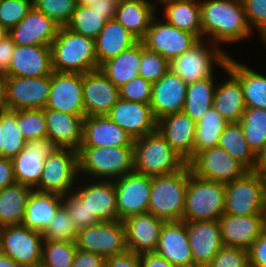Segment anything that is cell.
<instances>
[{"label": "cell", "mask_w": 266, "mask_h": 267, "mask_svg": "<svg viewBox=\"0 0 266 267\" xmlns=\"http://www.w3.org/2000/svg\"><path fill=\"white\" fill-rule=\"evenodd\" d=\"M200 9L203 39L217 46L247 40L253 33L242 0H200Z\"/></svg>", "instance_id": "obj_1"}, {"label": "cell", "mask_w": 266, "mask_h": 267, "mask_svg": "<svg viewBox=\"0 0 266 267\" xmlns=\"http://www.w3.org/2000/svg\"><path fill=\"white\" fill-rule=\"evenodd\" d=\"M53 71L84 74L98 69L95 40L60 27L50 45Z\"/></svg>", "instance_id": "obj_2"}, {"label": "cell", "mask_w": 266, "mask_h": 267, "mask_svg": "<svg viewBox=\"0 0 266 267\" xmlns=\"http://www.w3.org/2000/svg\"><path fill=\"white\" fill-rule=\"evenodd\" d=\"M78 174L115 180L134 171V147H79Z\"/></svg>", "instance_id": "obj_3"}, {"label": "cell", "mask_w": 266, "mask_h": 267, "mask_svg": "<svg viewBox=\"0 0 266 267\" xmlns=\"http://www.w3.org/2000/svg\"><path fill=\"white\" fill-rule=\"evenodd\" d=\"M189 176L190 166L186 164L175 173L151 177L148 213L166 222L182 221Z\"/></svg>", "instance_id": "obj_4"}, {"label": "cell", "mask_w": 266, "mask_h": 267, "mask_svg": "<svg viewBox=\"0 0 266 267\" xmlns=\"http://www.w3.org/2000/svg\"><path fill=\"white\" fill-rule=\"evenodd\" d=\"M134 171L149 177L175 173L187 163L171 148L158 130L133 142Z\"/></svg>", "instance_id": "obj_5"}, {"label": "cell", "mask_w": 266, "mask_h": 267, "mask_svg": "<svg viewBox=\"0 0 266 267\" xmlns=\"http://www.w3.org/2000/svg\"><path fill=\"white\" fill-rule=\"evenodd\" d=\"M225 200L224 183L201 179L190 168L182 221L219 220L224 214Z\"/></svg>", "instance_id": "obj_6"}, {"label": "cell", "mask_w": 266, "mask_h": 267, "mask_svg": "<svg viewBox=\"0 0 266 267\" xmlns=\"http://www.w3.org/2000/svg\"><path fill=\"white\" fill-rule=\"evenodd\" d=\"M228 57L229 54L220 46L204 39L173 59L170 69L189 84L214 75L215 65L225 69Z\"/></svg>", "instance_id": "obj_7"}, {"label": "cell", "mask_w": 266, "mask_h": 267, "mask_svg": "<svg viewBox=\"0 0 266 267\" xmlns=\"http://www.w3.org/2000/svg\"><path fill=\"white\" fill-rule=\"evenodd\" d=\"M78 152L56 147L44 161L43 172L34 190L61 196L73 191L78 183ZM77 181V182H76Z\"/></svg>", "instance_id": "obj_8"}, {"label": "cell", "mask_w": 266, "mask_h": 267, "mask_svg": "<svg viewBox=\"0 0 266 267\" xmlns=\"http://www.w3.org/2000/svg\"><path fill=\"white\" fill-rule=\"evenodd\" d=\"M224 214H266L263 181L256 170H248L241 177L225 184Z\"/></svg>", "instance_id": "obj_9"}, {"label": "cell", "mask_w": 266, "mask_h": 267, "mask_svg": "<svg viewBox=\"0 0 266 267\" xmlns=\"http://www.w3.org/2000/svg\"><path fill=\"white\" fill-rule=\"evenodd\" d=\"M77 249L109 258L126 253V236L123 221H101L78 231Z\"/></svg>", "instance_id": "obj_10"}, {"label": "cell", "mask_w": 266, "mask_h": 267, "mask_svg": "<svg viewBox=\"0 0 266 267\" xmlns=\"http://www.w3.org/2000/svg\"><path fill=\"white\" fill-rule=\"evenodd\" d=\"M145 48L159 53L171 62L190 50L200 39L192 34L170 25L164 18L152 19L151 25L140 40Z\"/></svg>", "instance_id": "obj_11"}, {"label": "cell", "mask_w": 266, "mask_h": 267, "mask_svg": "<svg viewBox=\"0 0 266 267\" xmlns=\"http://www.w3.org/2000/svg\"><path fill=\"white\" fill-rule=\"evenodd\" d=\"M43 234L23 225L0 228V252L19 266L42 262Z\"/></svg>", "instance_id": "obj_12"}, {"label": "cell", "mask_w": 266, "mask_h": 267, "mask_svg": "<svg viewBox=\"0 0 266 267\" xmlns=\"http://www.w3.org/2000/svg\"><path fill=\"white\" fill-rule=\"evenodd\" d=\"M188 164L197 177L224 184L232 182L248 171L226 150L218 146L201 151Z\"/></svg>", "instance_id": "obj_13"}, {"label": "cell", "mask_w": 266, "mask_h": 267, "mask_svg": "<svg viewBox=\"0 0 266 267\" xmlns=\"http://www.w3.org/2000/svg\"><path fill=\"white\" fill-rule=\"evenodd\" d=\"M117 215L120 221L148 213L151 194V177L135 171L114 180Z\"/></svg>", "instance_id": "obj_14"}, {"label": "cell", "mask_w": 266, "mask_h": 267, "mask_svg": "<svg viewBox=\"0 0 266 267\" xmlns=\"http://www.w3.org/2000/svg\"><path fill=\"white\" fill-rule=\"evenodd\" d=\"M51 75L11 77L7 82V110L44 109L49 97Z\"/></svg>", "instance_id": "obj_15"}, {"label": "cell", "mask_w": 266, "mask_h": 267, "mask_svg": "<svg viewBox=\"0 0 266 267\" xmlns=\"http://www.w3.org/2000/svg\"><path fill=\"white\" fill-rule=\"evenodd\" d=\"M82 91V74L53 71L45 108L85 116Z\"/></svg>", "instance_id": "obj_16"}, {"label": "cell", "mask_w": 266, "mask_h": 267, "mask_svg": "<svg viewBox=\"0 0 266 267\" xmlns=\"http://www.w3.org/2000/svg\"><path fill=\"white\" fill-rule=\"evenodd\" d=\"M85 117L107 115L120 99L115 86L100 68L82 74Z\"/></svg>", "instance_id": "obj_17"}, {"label": "cell", "mask_w": 266, "mask_h": 267, "mask_svg": "<svg viewBox=\"0 0 266 267\" xmlns=\"http://www.w3.org/2000/svg\"><path fill=\"white\" fill-rule=\"evenodd\" d=\"M133 140L157 130V119L149 104L119 99L106 115Z\"/></svg>", "instance_id": "obj_18"}, {"label": "cell", "mask_w": 266, "mask_h": 267, "mask_svg": "<svg viewBox=\"0 0 266 267\" xmlns=\"http://www.w3.org/2000/svg\"><path fill=\"white\" fill-rule=\"evenodd\" d=\"M55 148L47 138L26 141L25 148L12 159L16 183L34 189L41 179L45 158Z\"/></svg>", "instance_id": "obj_19"}, {"label": "cell", "mask_w": 266, "mask_h": 267, "mask_svg": "<svg viewBox=\"0 0 266 267\" xmlns=\"http://www.w3.org/2000/svg\"><path fill=\"white\" fill-rule=\"evenodd\" d=\"M218 222L224 245L248 250L266 229V214H223Z\"/></svg>", "instance_id": "obj_20"}, {"label": "cell", "mask_w": 266, "mask_h": 267, "mask_svg": "<svg viewBox=\"0 0 266 267\" xmlns=\"http://www.w3.org/2000/svg\"><path fill=\"white\" fill-rule=\"evenodd\" d=\"M193 267H207L224 246L218 220L186 221Z\"/></svg>", "instance_id": "obj_21"}, {"label": "cell", "mask_w": 266, "mask_h": 267, "mask_svg": "<svg viewBox=\"0 0 266 267\" xmlns=\"http://www.w3.org/2000/svg\"><path fill=\"white\" fill-rule=\"evenodd\" d=\"M157 130L187 164L193 159L196 122L183 111L168 114L157 121Z\"/></svg>", "instance_id": "obj_22"}, {"label": "cell", "mask_w": 266, "mask_h": 267, "mask_svg": "<svg viewBox=\"0 0 266 267\" xmlns=\"http://www.w3.org/2000/svg\"><path fill=\"white\" fill-rule=\"evenodd\" d=\"M59 29V24L33 6L27 15L9 30L8 35L15 45L50 46Z\"/></svg>", "instance_id": "obj_23"}, {"label": "cell", "mask_w": 266, "mask_h": 267, "mask_svg": "<svg viewBox=\"0 0 266 267\" xmlns=\"http://www.w3.org/2000/svg\"><path fill=\"white\" fill-rule=\"evenodd\" d=\"M165 222L151 213L126 218L123 223L127 250L136 254L155 252Z\"/></svg>", "instance_id": "obj_24"}, {"label": "cell", "mask_w": 266, "mask_h": 267, "mask_svg": "<svg viewBox=\"0 0 266 267\" xmlns=\"http://www.w3.org/2000/svg\"><path fill=\"white\" fill-rule=\"evenodd\" d=\"M188 84L171 69L153 84L150 107L157 120L183 111Z\"/></svg>", "instance_id": "obj_25"}, {"label": "cell", "mask_w": 266, "mask_h": 267, "mask_svg": "<svg viewBox=\"0 0 266 267\" xmlns=\"http://www.w3.org/2000/svg\"><path fill=\"white\" fill-rule=\"evenodd\" d=\"M52 73L50 46L16 45L6 75L11 77H41Z\"/></svg>", "instance_id": "obj_26"}, {"label": "cell", "mask_w": 266, "mask_h": 267, "mask_svg": "<svg viewBox=\"0 0 266 267\" xmlns=\"http://www.w3.org/2000/svg\"><path fill=\"white\" fill-rule=\"evenodd\" d=\"M155 253L177 267H193L186 221L164 223Z\"/></svg>", "instance_id": "obj_27"}, {"label": "cell", "mask_w": 266, "mask_h": 267, "mask_svg": "<svg viewBox=\"0 0 266 267\" xmlns=\"http://www.w3.org/2000/svg\"><path fill=\"white\" fill-rule=\"evenodd\" d=\"M73 190L85 200L87 208L100 222L117 221V203L114 180L94 179ZM99 181V182H98ZM77 188V189H76Z\"/></svg>", "instance_id": "obj_28"}, {"label": "cell", "mask_w": 266, "mask_h": 267, "mask_svg": "<svg viewBox=\"0 0 266 267\" xmlns=\"http://www.w3.org/2000/svg\"><path fill=\"white\" fill-rule=\"evenodd\" d=\"M47 139L59 148L78 150L83 141L85 116L44 108Z\"/></svg>", "instance_id": "obj_29"}, {"label": "cell", "mask_w": 266, "mask_h": 267, "mask_svg": "<svg viewBox=\"0 0 266 267\" xmlns=\"http://www.w3.org/2000/svg\"><path fill=\"white\" fill-rule=\"evenodd\" d=\"M134 140L106 115L88 116L83 121L80 147H133Z\"/></svg>", "instance_id": "obj_30"}, {"label": "cell", "mask_w": 266, "mask_h": 267, "mask_svg": "<svg viewBox=\"0 0 266 267\" xmlns=\"http://www.w3.org/2000/svg\"><path fill=\"white\" fill-rule=\"evenodd\" d=\"M228 75L227 80L216 85L213 107L227 123L239 122L246 106L244 103L243 87L240 80L227 68L223 69Z\"/></svg>", "instance_id": "obj_31"}, {"label": "cell", "mask_w": 266, "mask_h": 267, "mask_svg": "<svg viewBox=\"0 0 266 267\" xmlns=\"http://www.w3.org/2000/svg\"><path fill=\"white\" fill-rule=\"evenodd\" d=\"M157 6L149 0H120L114 19L140 41L156 15Z\"/></svg>", "instance_id": "obj_32"}, {"label": "cell", "mask_w": 266, "mask_h": 267, "mask_svg": "<svg viewBox=\"0 0 266 267\" xmlns=\"http://www.w3.org/2000/svg\"><path fill=\"white\" fill-rule=\"evenodd\" d=\"M61 206V195L33 189L27 201L22 225L43 233Z\"/></svg>", "instance_id": "obj_33"}, {"label": "cell", "mask_w": 266, "mask_h": 267, "mask_svg": "<svg viewBox=\"0 0 266 267\" xmlns=\"http://www.w3.org/2000/svg\"><path fill=\"white\" fill-rule=\"evenodd\" d=\"M164 18L170 25L196 35L203 40L200 0H160Z\"/></svg>", "instance_id": "obj_34"}, {"label": "cell", "mask_w": 266, "mask_h": 267, "mask_svg": "<svg viewBox=\"0 0 266 267\" xmlns=\"http://www.w3.org/2000/svg\"><path fill=\"white\" fill-rule=\"evenodd\" d=\"M139 40L115 19L107 21L95 39L98 68L107 60L118 56Z\"/></svg>", "instance_id": "obj_35"}, {"label": "cell", "mask_w": 266, "mask_h": 267, "mask_svg": "<svg viewBox=\"0 0 266 267\" xmlns=\"http://www.w3.org/2000/svg\"><path fill=\"white\" fill-rule=\"evenodd\" d=\"M227 68L242 84L245 106L266 109V76L250 69L231 56L227 59Z\"/></svg>", "instance_id": "obj_36"}, {"label": "cell", "mask_w": 266, "mask_h": 267, "mask_svg": "<svg viewBox=\"0 0 266 267\" xmlns=\"http://www.w3.org/2000/svg\"><path fill=\"white\" fill-rule=\"evenodd\" d=\"M141 63V41L118 56L105 61L99 68L118 88L139 76Z\"/></svg>", "instance_id": "obj_37"}, {"label": "cell", "mask_w": 266, "mask_h": 267, "mask_svg": "<svg viewBox=\"0 0 266 267\" xmlns=\"http://www.w3.org/2000/svg\"><path fill=\"white\" fill-rule=\"evenodd\" d=\"M33 188L20 183L0 190V228L22 225L28 198Z\"/></svg>", "instance_id": "obj_38"}, {"label": "cell", "mask_w": 266, "mask_h": 267, "mask_svg": "<svg viewBox=\"0 0 266 267\" xmlns=\"http://www.w3.org/2000/svg\"><path fill=\"white\" fill-rule=\"evenodd\" d=\"M215 77L211 75L205 79L189 83L183 112L196 123L213 106V99L216 90Z\"/></svg>", "instance_id": "obj_39"}, {"label": "cell", "mask_w": 266, "mask_h": 267, "mask_svg": "<svg viewBox=\"0 0 266 267\" xmlns=\"http://www.w3.org/2000/svg\"><path fill=\"white\" fill-rule=\"evenodd\" d=\"M217 146L226 150L247 170H256L257 156L249 148L240 122L227 123Z\"/></svg>", "instance_id": "obj_40"}, {"label": "cell", "mask_w": 266, "mask_h": 267, "mask_svg": "<svg viewBox=\"0 0 266 267\" xmlns=\"http://www.w3.org/2000/svg\"><path fill=\"white\" fill-rule=\"evenodd\" d=\"M227 122L212 106L196 123V135L193 146V158L206 149L216 147Z\"/></svg>", "instance_id": "obj_41"}, {"label": "cell", "mask_w": 266, "mask_h": 267, "mask_svg": "<svg viewBox=\"0 0 266 267\" xmlns=\"http://www.w3.org/2000/svg\"><path fill=\"white\" fill-rule=\"evenodd\" d=\"M25 143L17 125V110L0 111V158L13 159L25 148Z\"/></svg>", "instance_id": "obj_42"}, {"label": "cell", "mask_w": 266, "mask_h": 267, "mask_svg": "<svg viewBox=\"0 0 266 267\" xmlns=\"http://www.w3.org/2000/svg\"><path fill=\"white\" fill-rule=\"evenodd\" d=\"M239 122L249 148L258 157L266 146V109L246 107Z\"/></svg>", "instance_id": "obj_43"}, {"label": "cell", "mask_w": 266, "mask_h": 267, "mask_svg": "<svg viewBox=\"0 0 266 267\" xmlns=\"http://www.w3.org/2000/svg\"><path fill=\"white\" fill-rule=\"evenodd\" d=\"M106 22L107 20L103 17L102 13H99L90 6L76 5L71 20L66 27L95 40Z\"/></svg>", "instance_id": "obj_44"}, {"label": "cell", "mask_w": 266, "mask_h": 267, "mask_svg": "<svg viewBox=\"0 0 266 267\" xmlns=\"http://www.w3.org/2000/svg\"><path fill=\"white\" fill-rule=\"evenodd\" d=\"M77 251L75 241L44 240L42 263L44 267H72Z\"/></svg>", "instance_id": "obj_45"}, {"label": "cell", "mask_w": 266, "mask_h": 267, "mask_svg": "<svg viewBox=\"0 0 266 267\" xmlns=\"http://www.w3.org/2000/svg\"><path fill=\"white\" fill-rule=\"evenodd\" d=\"M17 125L26 141L47 138L44 109L17 110Z\"/></svg>", "instance_id": "obj_46"}, {"label": "cell", "mask_w": 266, "mask_h": 267, "mask_svg": "<svg viewBox=\"0 0 266 267\" xmlns=\"http://www.w3.org/2000/svg\"><path fill=\"white\" fill-rule=\"evenodd\" d=\"M78 231L70 213L62 205L42 234L44 240L75 241Z\"/></svg>", "instance_id": "obj_47"}, {"label": "cell", "mask_w": 266, "mask_h": 267, "mask_svg": "<svg viewBox=\"0 0 266 267\" xmlns=\"http://www.w3.org/2000/svg\"><path fill=\"white\" fill-rule=\"evenodd\" d=\"M170 70V62L159 53L148 50L141 42L139 76L154 84Z\"/></svg>", "instance_id": "obj_48"}, {"label": "cell", "mask_w": 266, "mask_h": 267, "mask_svg": "<svg viewBox=\"0 0 266 267\" xmlns=\"http://www.w3.org/2000/svg\"><path fill=\"white\" fill-rule=\"evenodd\" d=\"M76 5V0H33V6L53 19L60 27L70 22Z\"/></svg>", "instance_id": "obj_49"}, {"label": "cell", "mask_w": 266, "mask_h": 267, "mask_svg": "<svg viewBox=\"0 0 266 267\" xmlns=\"http://www.w3.org/2000/svg\"><path fill=\"white\" fill-rule=\"evenodd\" d=\"M62 205L70 213L78 230L100 222L90 213L85 200H82L74 190L62 196Z\"/></svg>", "instance_id": "obj_50"}, {"label": "cell", "mask_w": 266, "mask_h": 267, "mask_svg": "<svg viewBox=\"0 0 266 267\" xmlns=\"http://www.w3.org/2000/svg\"><path fill=\"white\" fill-rule=\"evenodd\" d=\"M33 7V0H0V22L8 30L15 27Z\"/></svg>", "instance_id": "obj_51"}, {"label": "cell", "mask_w": 266, "mask_h": 267, "mask_svg": "<svg viewBox=\"0 0 266 267\" xmlns=\"http://www.w3.org/2000/svg\"><path fill=\"white\" fill-rule=\"evenodd\" d=\"M152 87V83L141 76H137L119 88L120 99L150 104Z\"/></svg>", "instance_id": "obj_52"}, {"label": "cell", "mask_w": 266, "mask_h": 267, "mask_svg": "<svg viewBox=\"0 0 266 267\" xmlns=\"http://www.w3.org/2000/svg\"><path fill=\"white\" fill-rule=\"evenodd\" d=\"M207 267H249L248 250L224 245Z\"/></svg>", "instance_id": "obj_53"}, {"label": "cell", "mask_w": 266, "mask_h": 267, "mask_svg": "<svg viewBox=\"0 0 266 267\" xmlns=\"http://www.w3.org/2000/svg\"><path fill=\"white\" fill-rule=\"evenodd\" d=\"M242 3L252 31L255 29L260 37L266 34V0H242Z\"/></svg>", "instance_id": "obj_54"}, {"label": "cell", "mask_w": 266, "mask_h": 267, "mask_svg": "<svg viewBox=\"0 0 266 267\" xmlns=\"http://www.w3.org/2000/svg\"><path fill=\"white\" fill-rule=\"evenodd\" d=\"M249 267H266V229L248 249Z\"/></svg>", "instance_id": "obj_55"}, {"label": "cell", "mask_w": 266, "mask_h": 267, "mask_svg": "<svg viewBox=\"0 0 266 267\" xmlns=\"http://www.w3.org/2000/svg\"><path fill=\"white\" fill-rule=\"evenodd\" d=\"M104 267H141L140 254L127 251L105 259Z\"/></svg>", "instance_id": "obj_56"}, {"label": "cell", "mask_w": 266, "mask_h": 267, "mask_svg": "<svg viewBox=\"0 0 266 267\" xmlns=\"http://www.w3.org/2000/svg\"><path fill=\"white\" fill-rule=\"evenodd\" d=\"M104 264V257L77 249L72 267H104Z\"/></svg>", "instance_id": "obj_57"}, {"label": "cell", "mask_w": 266, "mask_h": 267, "mask_svg": "<svg viewBox=\"0 0 266 267\" xmlns=\"http://www.w3.org/2000/svg\"><path fill=\"white\" fill-rule=\"evenodd\" d=\"M15 46L9 35L0 40V73L7 74Z\"/></svg>", "instance_id": "obj_58"}, {"label": "cell", "mask_w": 266, "mask_h": 267, "mask_svg": "<svg viewBox=\"0 0 266 267\" xmlns=\"http://www.w3.org/2000/svg\"><path fill=\"white\" fill-rule=\"evenodd\" d=\"M12 159L0 158V190L15 184Z\"/></svg>", "instance_id": "obj_59"}, {"label": "cell", "mask_w": 266, "mask_h": 267, "mask_svg": "<svg viewBox=\"0 0 266 267\" xmlns=\"http://www.w3.org/2000/svg\"><path fill=\"white\" fill-rule=\"evenodd\" d=\"M119 0H97L90 5L91 8L102 13L103 17L107 20H113L117 11Z\"/></svg>", "instance_id": "obj_60"}, {"label": "cell", "mask_w": 266, "mask_h": 267, "mask_svg": "<svg viewBox=\"0 0 266 267\" xmlns=\"http://www.w3.org/2000/svg\"><path fill=\"white\" fill-rule=\"evenodd\" d=\"M141 267H177L155 252L140 254Z\"/></svg>", "instance_id": "obj_61"}, {"label": "cell", "mask_w": 266, "mask_h": 267, "mask_svg": "<svg viewBox=\"0 0 266 267\" xmlns=\"http://www.w3.org/2000/svg\"><path fill=\"white\" fill-rule=\"evenodd\" d=\"M8 76L0 73V111L6 109Z\"/></svg>", "instance_id": "obj_62"}, {"label": "cell", "mask_w": 266, "mask_h": 267, "mask_svg": "<svg viewBox=\"0 0 266 267\" xmlns=\"http://www.w3.org/2000/svg\"><path fill=\"white\" fill-rule=\"evenodd\" d=\"M256 171H258L259 173L266 171V146L264 150L257 157Z\"/></svg>", "instance_id": "obj_63"}, {"label": "cell", "mask_w": 266, "mask_h": 267, "mask_svg": "<svg viewBox=\"0 0 266 267\" xmlns=\"http://www.w3.org/2000/svg\"><path fill=\"white\" fill-rule=\"evenodd\" d=\"M0 267H19V265L14 260L0 252Z\"/></svg>", "instance_id": "obj_64"}, {"label": "cell", "mask_w": 266, "mask_h": 267, "mask_svg": "<svg viewBox=\"0 0 266 267\" xmlns=\"http://www.w3.org/2000/svg\"><path fill=\"white\" fill-rule=\"evenodd\" d=\"M262 181H263V191H264V203L266 207V171L260 173Z\"/></svg>", "instance_id": "obj_65"}, {"label": "cell", "mask_w": 266, "mask_h": 267, "mask_svg": "<svg viewBox=\"0 0 266 267\" xmlns=\"http://www.w3.org/2000/svg\"><path fill=\"white\" fill-rule=\"evenodd\" d=\"M9 30L6 29L0 22V40L4 39L6 36H8Z\"/></svg>", "instance_id": "obj_66"}, {"label": "cell", "mask_w": 266, "mask_h": 267, "mask_svg": "<svg viewBox=\"0 0 266 267\" xmlns=\"http://www.w3.org/2000/svg\"><path fill=\"white\" fill-rule=\"evenodd\" d=\"M96 1L97 0H76V4L77 5L90 6L91 4H93Z\"/></svg>", "instance_id": "obj_67"}, {"label": "cell", "mask_w": 266, "mask_h": 267, "mask_svg": "<svg viewBox=\"0 0 266 267\" xmlns=\"http://www.w3.org/2000/svg\"><path fill=\"white\" fill-rule=\"evenodd\" d=\"M19 267H44L42 262H37L33 264H24Z\"/></svg>", "instance_id": "obj_68"}, {"label": "cell", "mask_w": 266, "mask_h": 267, "mask_svg": "<svg viewBox=\"0 0 266 267\" xmlns=\"http://www.w3.org/2000/svg\"><path fill=\"white\" fill-rule=\"evenodd\" d=\"M262 42L266 45V34H264L263 36H261Z\"/></svg>", "instance_id": "obj_69"}]
</instances>
